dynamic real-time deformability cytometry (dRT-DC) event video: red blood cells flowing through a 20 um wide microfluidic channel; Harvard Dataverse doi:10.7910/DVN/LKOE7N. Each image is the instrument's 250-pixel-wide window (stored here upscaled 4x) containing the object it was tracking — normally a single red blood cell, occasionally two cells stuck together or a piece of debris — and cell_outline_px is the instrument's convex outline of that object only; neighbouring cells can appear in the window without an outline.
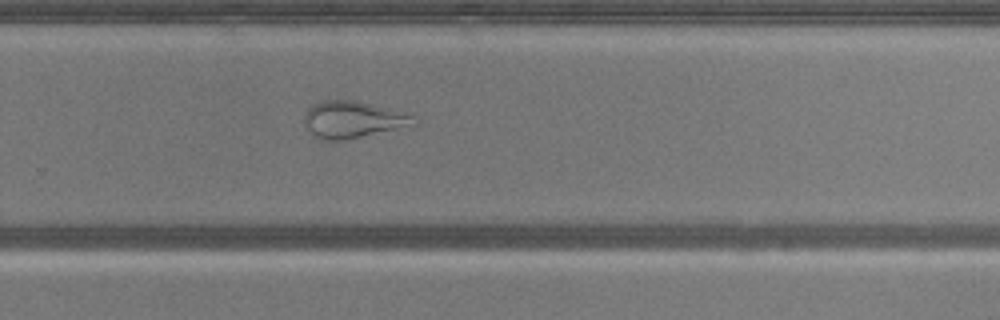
{"species": "common noctule bat (a hibernating species)", "species_latin": "Nyctalus noctula", "temperature_condition": "warm", "stored_images_in_passage": 36, "camera_frame_rate_fps": 3000, "um_per_image_px": 0.085, "animal": {"sex": "male", "body_mass_g": 20.5, "forearm_length_mm": 52.5}, "frame": {"image": 1, "passage_image": 18, "time_ms": 5.667, "image_size_px": [1000, 320], "cell_outline_px": [[416, 124], [360, 136], [340, 140], [320, 140], [304, 124], [304, 112], [312, 104], [320, 100], [356, 100], [412, 112], [416, 116]], "centroid_in_image_um": [30.02, 10.11], "position_along_channel_um": 299.8, "area_um2": 23.7}}
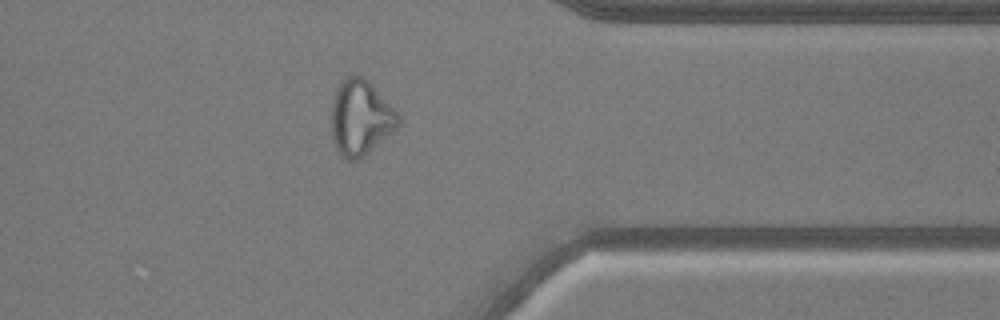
{"frame": {"image": 2, "passage_image": 25, "time_ms": 8.0, "image_size_px": [1000, 320], "cell_outline_px": [[400, 124], [396, 128], [356, 160], [348, 160], [336, 148], [332, 136], [332, 100], [336, 88], [344, 76], [360, 76], [368, 80], [372, 84], [400, 116]], "centroid_in_image_um": [30.62, 9.95], "position_along_channel_um": 380.8, "area_um2": 28.61}}
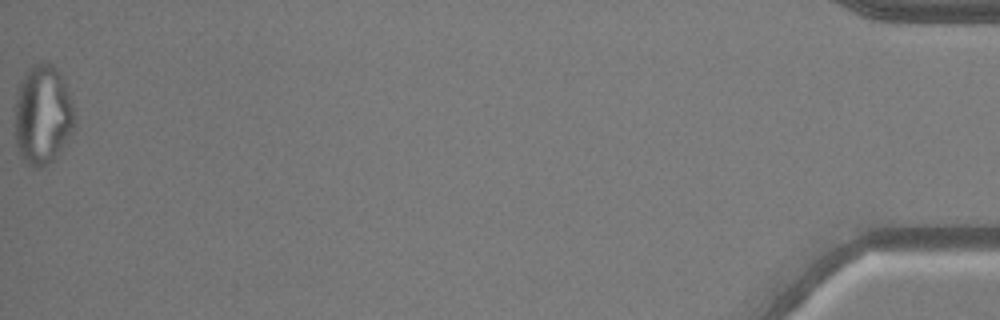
{"frame": {"image": 3, "passage_image": 36, "time_ms": 11.667, "image_size_px": [1000, 320], "cell_outline_px": [[76, 120], [72, 132], [52, 160], [36, 168], [28, 164], [20, 156], [16, 144], [16, 100], [20, 80], [28, 68], [32, 64], [40, 60], [44, 60], [52, 64], [60, 72]], "centroid_in_image_um": [3.61, 9.7], "position_along_channel_um": 431.6, "area_um2": 34.16}}